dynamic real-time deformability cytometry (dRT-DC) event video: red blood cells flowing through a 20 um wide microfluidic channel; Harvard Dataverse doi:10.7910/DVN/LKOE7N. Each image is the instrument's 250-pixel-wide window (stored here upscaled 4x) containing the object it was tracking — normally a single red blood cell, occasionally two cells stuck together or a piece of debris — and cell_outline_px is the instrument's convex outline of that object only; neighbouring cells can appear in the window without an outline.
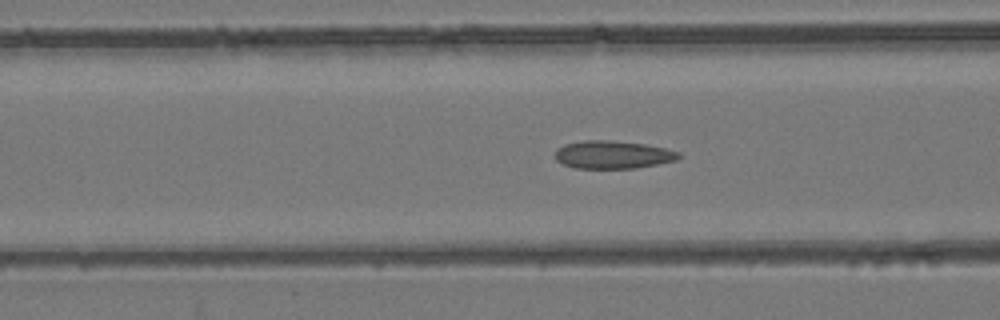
{"species": "common noctule bat (a hibernating species)", "species_latin": "Nyctalus noctula", "temperature_condition": "room temperature", "stored_images_in_passage": 53, "camera_frame_rate_fps": 3000, "um_per_image_px": 0.085, "animal": {"sex": "female", "body_mass_g": 24.6, "forearm_length_mm": 56.2}, "frame": {"image": 1, "passage_image": 21, "time_ms": 6.667, "image_size_px": [1000, 320], "cell_outline_px": [[680, 156], [676, 160], [636, 168], [576, 168], [564, 164], [556, 160], [556, 148], [564, 144], [584, 140], [608, 140], [644, 144], [664, 148], [680, 152]], "centroid_in_image_um": [52.07, 13.14], "position_along_channel_um": 114.5, "area_um2": 19.94}}
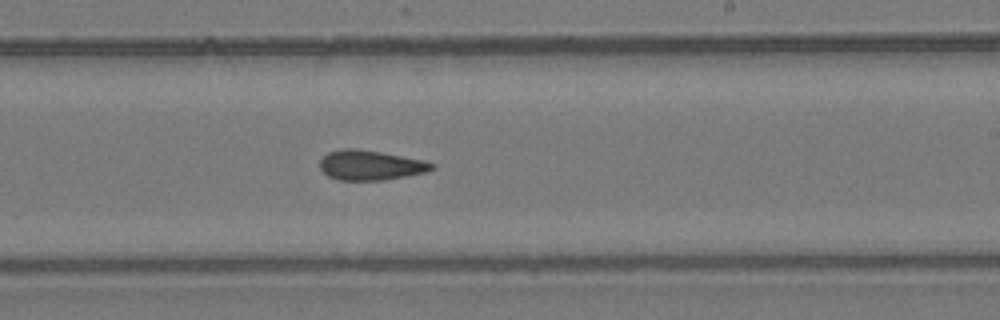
{"frame": {"image": 2, "passage_image": 32, "time_ms": 10.333, "image_size_px": [1000, 320], "cell_outline_px": [[436, 168], [424, 172], [384, 180], [340, 180], [328, 176], [320, 168], [320, 160], [328, 152], [340, 148], [356, 148], [380, 152], [424, 160], [436, 164]], "centroid_in_image_um": [31.48, 14.03], "position_along_channel_um": 257.5, "area_um2": 19.42}}
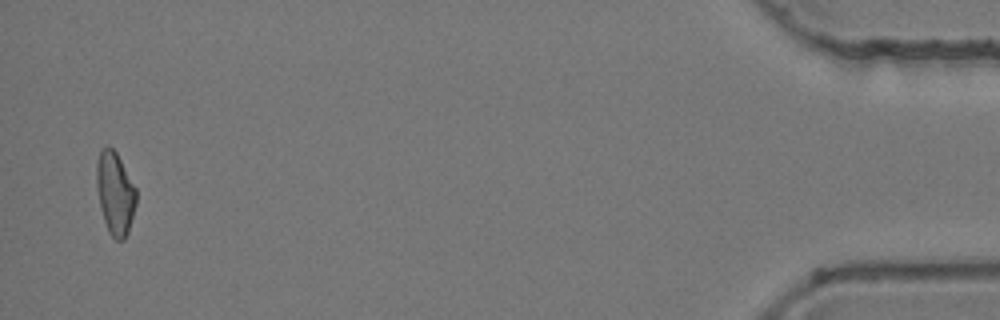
{"frame": {"image": 3, "passage_image": 52, "time_ms": 17.0, "image_size_px": [1000, 320], "cell_outline_px": [[136, 204], [128, 232], [124, 240], [116, 240], [108, 232], [100, 208], [96, 184], [96, 164], [100, 148], [104, 144], [108, 144], [116, 152], [136, 188]], "centroid_in_image_um": [9.76, 16.39], "position_along_channel_um": 425.4, "area_um2": 19.31}, "authors_computed_cell_mechanics": {"area_um2": 19.941, "velocity_mm_per_s": 3.9025, "shape_relaxation_time_tau1_ms": null, "shape_relaxation_time_tau2_ms": 3.3751, "deformation_change_tau1": null, "deformation_change_tau2": 0.1134}}